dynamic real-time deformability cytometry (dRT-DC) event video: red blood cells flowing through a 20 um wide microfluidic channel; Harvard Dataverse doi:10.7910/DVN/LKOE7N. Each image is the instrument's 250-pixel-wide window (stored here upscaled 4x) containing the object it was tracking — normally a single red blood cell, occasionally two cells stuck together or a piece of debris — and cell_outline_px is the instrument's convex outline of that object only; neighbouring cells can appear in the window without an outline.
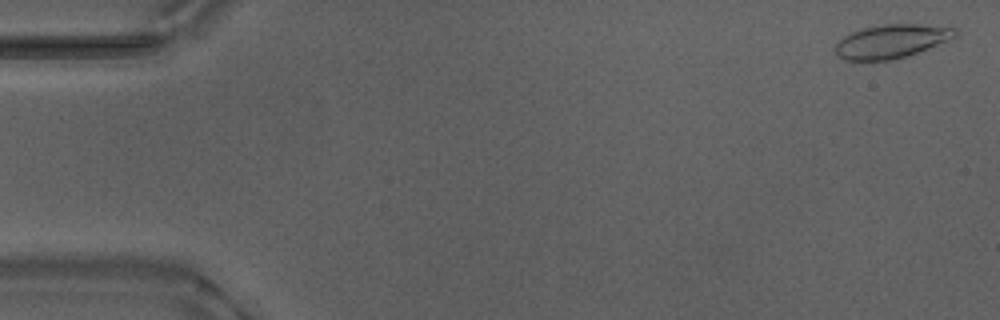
{"species": "Egyptian fruit bat (a non-hibernating species)", "species_latin": "Rousettus aegyptiacus", "temperature_condition": "warm", "stored_images_in_passage": 54, "camera_frame_rate_fps": 3000, "um_per_image_px": 0.085, "animal": {"sex": "male"}, "frame": {"image": 1, "passage_image": 2, "time_ms": 0.333, "image_size_px": [1000, 320], "cell_outline_px": [[960, 32], [956, 36], [948, 40], [916, 52], [904, 56], [888, 60], [844, 60], [836, 56], [836, 44], [844, 36], [852, 32], [864, 28], [884, 24], [920, 24], [956, 28]], "centroid_in_image_um": [75.77, 3.5], "position_along_channel_um": 9.2, "area_um2": 23.12}}
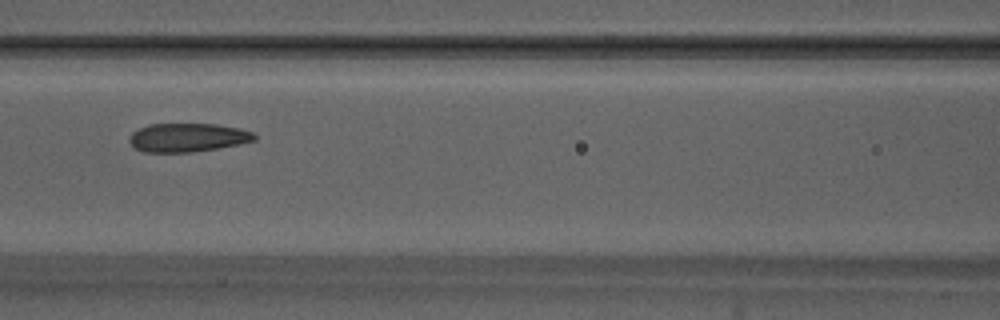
{"frame": {"image": 2, "passage_image": 24, "time_ms": 7.667, "image_size_px": [1000, 320], "cell_outline_px": [[256, 140], [240, 144], [192, 152], [144, 152], [136, 148], [128, 140], [132, 132], [148, 124], [216, 124], [240, 128], [252, 132], [256, 136]], "centroid_in_image_um": [15.96, 11.68], "position_along_channel_um": 150.6, "area_um2": 20.81}}
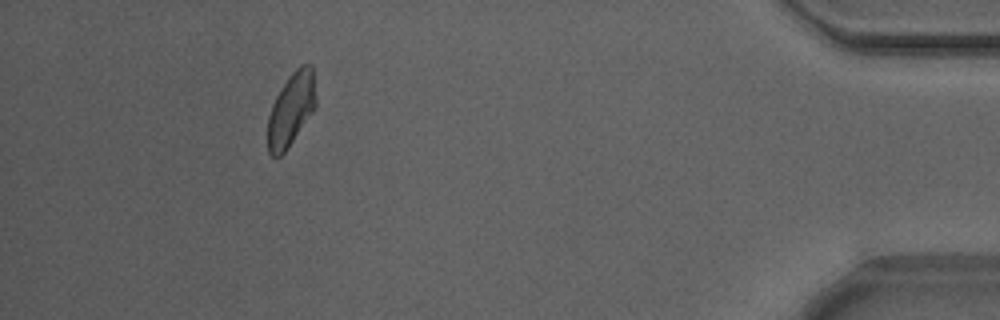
{"frame": {"image": 3, "passage_image": 49, "time_ms": 16.0, "image_size_px": [1000, 320], "cell_outline_px": [[316, 108], [288, 148], [280, 156], [272, 156], [268, 152], [268, 116], [272, 104], [280, 88], [288, 76], [300, 64], [312, 64], [316, 96]], "centroid_in_image_um": [24.76, 9.27], "position_along_channel_um": 410.4, "area_um2": 20.75}, "authors_computed_cell_mechanics": {"area_um2": 21.3282, "velocity_mm_per_s": 3.8512, "shape_relaxation_time_tau1_ms": 7.3228, "shape_relaxation_time_tau2_ms": 1.3881, "deformation_change_tau1": 0.1564, "deformation_change_tau2": 0.0604}}